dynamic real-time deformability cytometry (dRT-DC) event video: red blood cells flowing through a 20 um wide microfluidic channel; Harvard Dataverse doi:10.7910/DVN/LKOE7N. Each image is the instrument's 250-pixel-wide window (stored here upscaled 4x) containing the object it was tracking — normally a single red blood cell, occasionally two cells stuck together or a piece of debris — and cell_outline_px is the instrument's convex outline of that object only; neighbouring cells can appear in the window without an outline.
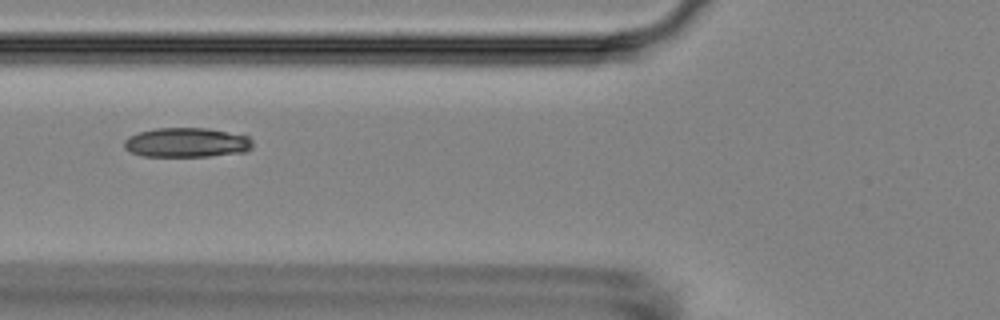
{"species": "Egyptian fruit bat (a non-hibernating species)", "species_latin": "Rousettus aegyptiacus", "temperature_condition": "room temperature", "stored_images_in_passage": 2, "camera_frame_rate_fps": 3000, "um_per_image_px": 0.085, "animal": {"sex": "female"}, "frame": {"image": 1, "passage_image": 2, "time_ms": 1.0, "image_size_px": [1000, 320], "cell_outline_px": [[252, 148], [244, 152], [208, 156], [144, 156], [128, 152], [124, 148], [124, 140], [128, 136], [140, 132], [156, 128], [208, 128], [248, 136], [252, 140]], "centroid_in_image_um": [15.84, 12.11], "position_along_channel_um": 110.0, "area_um2": 22.14}}